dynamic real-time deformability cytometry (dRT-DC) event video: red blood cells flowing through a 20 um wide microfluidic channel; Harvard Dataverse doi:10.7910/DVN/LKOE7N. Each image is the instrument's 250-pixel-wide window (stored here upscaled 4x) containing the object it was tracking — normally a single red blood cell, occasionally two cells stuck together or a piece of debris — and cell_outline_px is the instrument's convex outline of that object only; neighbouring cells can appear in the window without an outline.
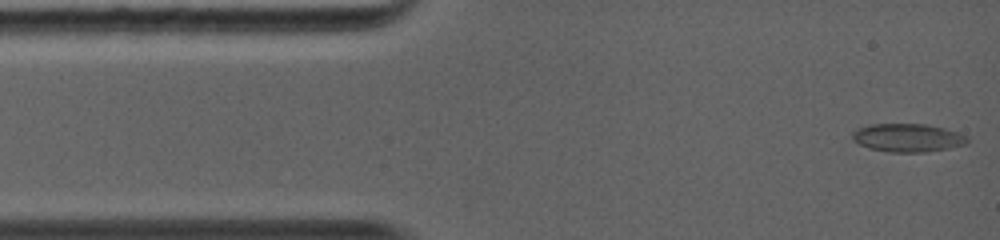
{"species": "common noctule bat (a hibernating species)", "species_latin": "Nyctalus noctula", "temperature_condition": "warm", "stored_images_in_passage": 31, "camera_frame_rate_fps": 5000, "um_per_image_px": 0.085, "animal": {"sex": "female", "body_mass_g": 19.0, "forearm_length_mm": 56.7}, "frame": {"image": 1, "passage_image": 1, "time_ms": 0.0, "image_size_px": [1000, 240], "cell_outline_px": [[968, 144], [948, 148], [924, 152], [888, 152], [868, 148], [852, 140], [852, 132], [868, 124], [928, 124], [944, 128], [968, 136]], "centroid_in_image_um": [77.15, 11.71], "position_along_channel_um": 7.8, "area_um2": 18.96}}
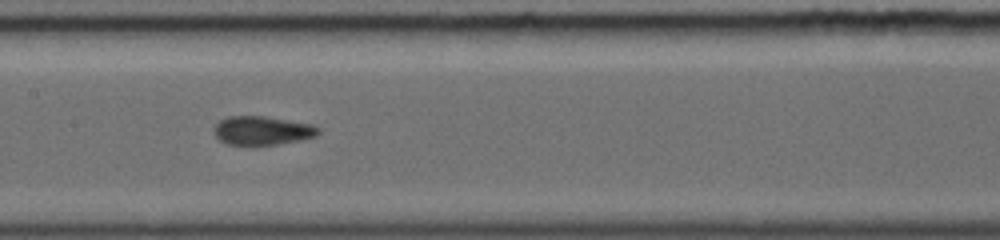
{"frame": {"image": 2, "passage_image": 13, "time_ms": 5.6, "image_size_px": [1000, 240], "cell_outline_px": [[320, 132], [316, 136], [300, 140], [276, 144], [228, 144], [220, 140], [212, 132], [216, 124], [220, 120], [228, 116], [264, 116], [312, 124], [320, 128]], "centroid_in_image_um": [22.29, 11.08], "position_along_channel_um": 185.1, "area_um2": 17.34}}
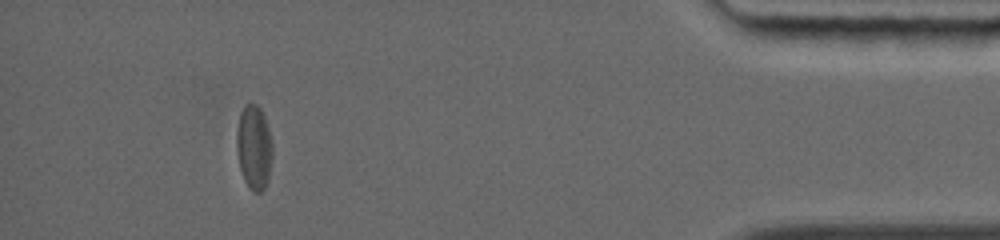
{"frame": {"image": 3, "passage_image": 26, "time_ms": 12.2, "image_size_px": [1000, 240], "cell_outline_px": [[272, 156], [268, 180], [264, 188], [260, 192], [252, 192], [248, 188], [244, 180], [240, 168], [236, 148], [236, 132], [240, 112], [244, 104], [256, 104], [260, 108], [264, 116], [268, 128], [272, 144]], "centroid_in_image_um": [21.57, 12.53], "position_along_channel_um": 413.6, "area_um2": 17.74}, "authors_computed_cell_mechanics": {"area_um2": 17.4556, "velocity_mm_per_s": 4.4211, "shape_relaxation_time_tau1_ms": 5.9846, "shape_relaxation_time_tau2_ms": 1.2163, "deformation_change_tau1": 0.1585, "deformation_change_tau2": 0.0564}}